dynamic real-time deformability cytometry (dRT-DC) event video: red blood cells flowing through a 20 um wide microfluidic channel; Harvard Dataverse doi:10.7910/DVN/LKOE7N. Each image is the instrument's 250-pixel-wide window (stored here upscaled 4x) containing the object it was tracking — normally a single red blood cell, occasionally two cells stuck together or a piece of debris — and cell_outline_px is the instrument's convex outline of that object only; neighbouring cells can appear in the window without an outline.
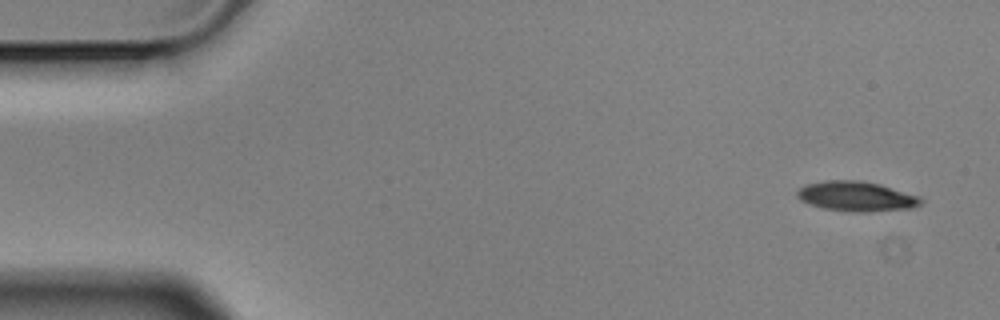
{"species": "Egyptian fruit bat (a non-hibernating species)", "species_latin": "Rousettus aegyptiacus", "temperature_condition": "cold", "stored_images_in_passage": 5, "camera_frame_rate_fps": 3000, "um_per_image_px": 0.085, "animal": {"sex": "male"}, "frame": {"image": 1, "passage_image": 1, "time_ms": 0.0, "image_size_px": [1000, 320], "cell_outline_px": [[924, 200], [920, 204], [912, 208], [864, 212], [860, 212], [824, 208], [800, 200], [796, 196], [796, 192], [804, 184], [824, 180], [860, 180], [880, 184], [920, 196]], "centroid_in_image_um": [72.8, 16.67], "position_along_channel_um": 12.2, "area_um2": 21.5}}
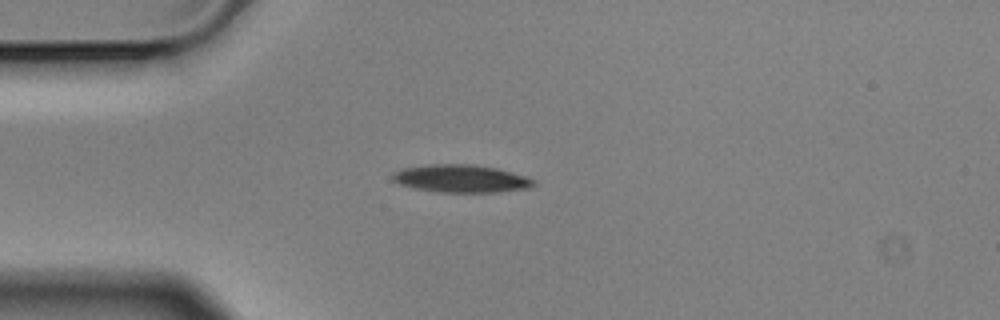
{"frame": {"image": 2, "passage_image": 4, "time_ms": 1.0, "image_size_px": [1000, 320], "cell_outline_px": [[536, 184], [528, 188], [496, 192], [440, 192], [416, 188], [400, 184], [392, 180], [392, 172], [404, 168], [428, 164], [476, 164], [496, 168], [512, 172], [536, 180]], "centroid_in_image_um": [39.19, 15.17], "position_along_channel_um": 45.8, "area_um2": 22.77}}
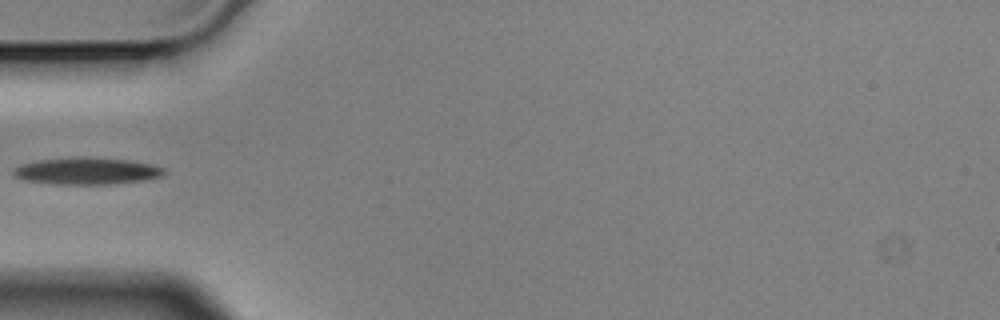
{"frame": {"image": 3, "passage_image": 5, "time_ms": 1.333, "image_size_px": [1000, 320], "cell_outline_px": [[168, 172], [164, 176], [144, 180], [112, 184], [52, 184], [24, 180], [16, 176], [12, 172], [12, 168], [20, 164], [36, 160], [128, 160], [152, 164], [164, 168]], "centroid_in_image_um": [7.41, 14.59], "position_along_channel_um": 77.6, "area_um2": 22.66}}